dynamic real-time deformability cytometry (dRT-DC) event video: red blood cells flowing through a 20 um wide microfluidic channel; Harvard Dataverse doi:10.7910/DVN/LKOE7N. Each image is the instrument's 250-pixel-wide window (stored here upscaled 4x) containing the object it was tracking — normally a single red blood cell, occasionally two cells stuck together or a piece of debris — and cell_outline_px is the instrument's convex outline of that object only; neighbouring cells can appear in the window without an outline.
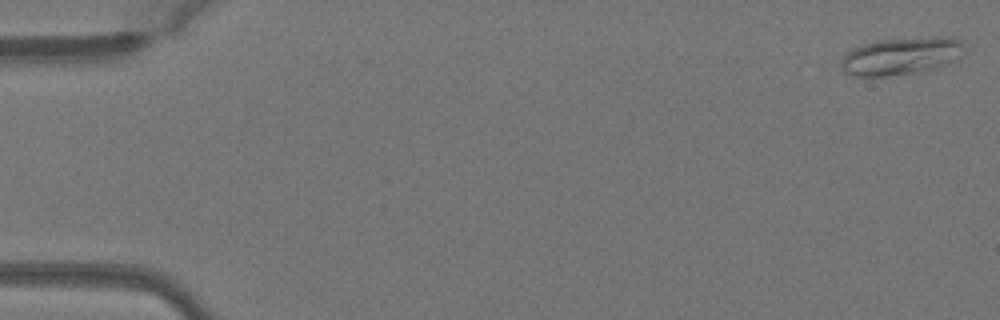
{"species": "Egyptian fruit bat (a non-hibernating species)", "species_latin": "Rousettus aegyptiacus", "temperature_condition": "warm", "stored_images_in_passage": 50, "camera_frame_rate_fps": 3000, "um_per_image_px": 0.085, "animal": {"sex": "female"}, "frame": {"image": 1, "passage_image": 1, "time_ms": 0.0, "image_size_px": [1000, 320], "cell_outline_px": [[968, 52], [960, 60], [948, 64], [920, 72], [888, 76], [856, 76], [844, 72], [840, 68], [840, 64], [844, 56], [852, 48], [864, 44], [880, 40], [948, 36], [960, 40], [964, 44]], "centroid_in_image_um": [76.7, 4.77], "position_along_channel_um": 8.3, "area_um2": 27.34}}
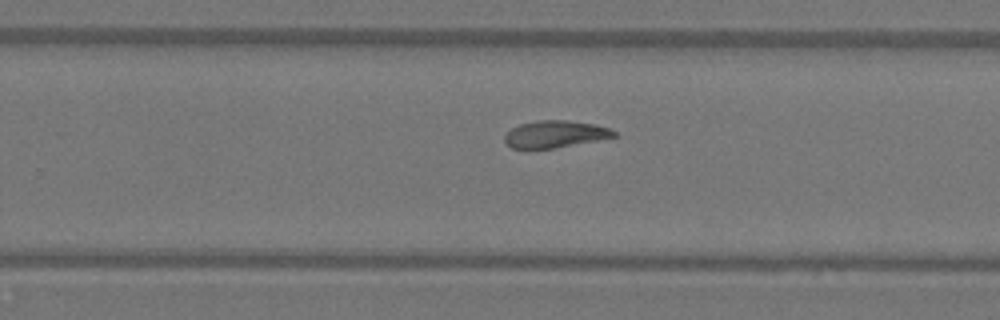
{"frame": {"image": 2, "passage_image": 32, "time_ms": 10.333, "image_size_px": [1000, 320], "cell_outline_px": [[616, 136], [556, 148], [512, 148], [504, 140], [504, 136], [512, 128], [520, 124], [536, 120], [568, 120], [596, 124], [608, 128], [616, 132]], "centroid_in_image_um": [47.18, 11.39], "position_along_channel_um": 282.6, "area_um2": 17.05}}
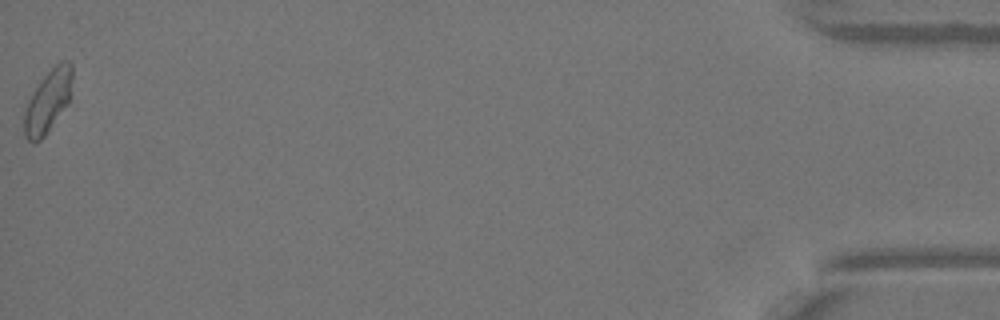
{"frame": {"image": 3, "passage_image": 50, "time_ms": 16.333, "image_size_px": [1000, 320], "cell_outline_px": [[72, 80], [68, 104], [44, 136], [40, 140], [32, 144], [24, 136], [24, 112], [28, 100], [40, 80], [60, 60], [68, 60], [72, 64]], "centroid_in_image_um": [4.07, 8.6], "position_along_channel_um": 431.1, "area_um2": 17.51}, "authors_computed_cell_mechanics": {"area_um2": 18.4671, "velocity_mm_per_s": 4.0623, "shape_relaxation_time_tau1_ms": null, "shape_relaxation_time_tau2_ms": 7.0837, "deformation_change_tau1": null, "deformation_change_tau2": 0.1446}}